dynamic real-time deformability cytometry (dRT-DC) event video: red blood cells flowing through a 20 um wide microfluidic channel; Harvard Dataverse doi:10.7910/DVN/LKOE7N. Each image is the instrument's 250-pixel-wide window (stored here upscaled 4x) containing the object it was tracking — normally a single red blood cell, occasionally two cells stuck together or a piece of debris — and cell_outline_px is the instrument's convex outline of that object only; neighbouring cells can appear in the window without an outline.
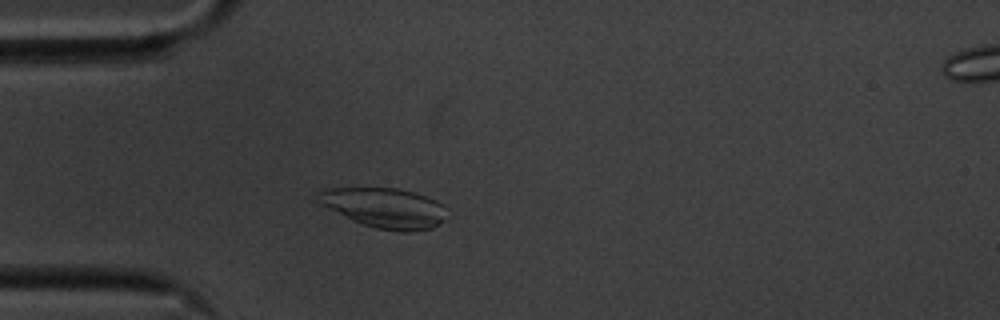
{"species": "common noctule bat (a hibernating species)", "species_latin": "Nyctalus noctula", "temperature_condition": "cold", "stored_images_in_passage": 50, "camera_frame_rate_fps": 3000, "um_per_image_px": 0.085, "animal": {"sex": "male", "body_mass_g": 20.1, "forearm_length_mm": 53.5}, "frame": {"image": 1, "passage_image": 9, "time_ms": 2.667, "image_size_px": [1000, 320], "cell_outline_px": [[448, 208], [444, 220], [440, 224], [432, 228], [416, 232], [404, 232], [376, 228], [352, 220], [316, 200], [320, 192], [328, 188], [396, 188], [416, 192], [436, 200], [444, 204]], "centroid_in_image_um": [32.8, 17.67], "position_along_channel_um": 52.2, "area_um2": 29.94}}
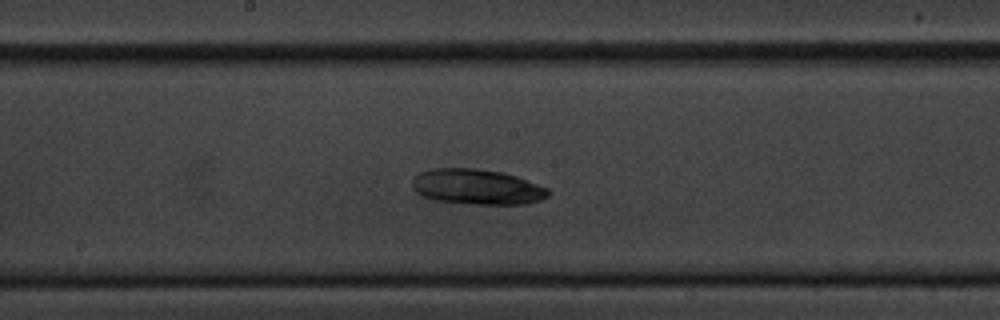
{"frame": {"image": 2, "passage_image": 23, "time_ms": 7.333, "image_size_px": [1000, 320], "cell_outline_px": [[548, 196], [540, 200], [528, 204], [472, 204], [436, 200], [424, 196], [416, 192], [412, 188], [412, 180], [420, 172], [432, 168], [476, 168], [500, 172], [516, 176], [548, 188]], "centroid_in_image_um": [40.53, 15.88], "position_along_channel_um": 207.7, "area_um2": 27.92}}
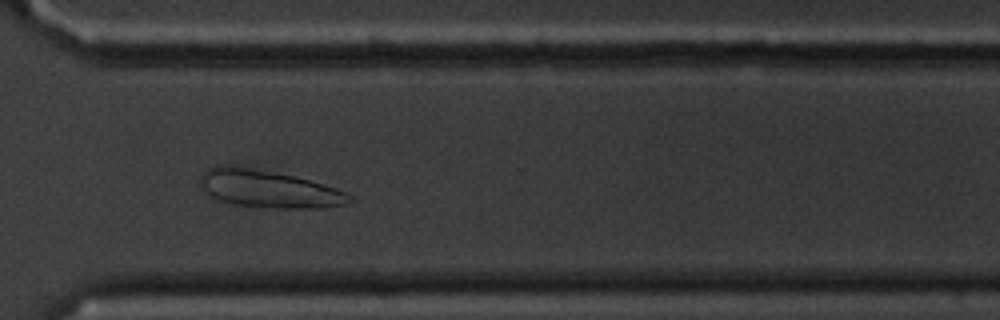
{"frame": {"image": 3, "passage_image": 35, "time_ms": 11.333, "image_size_px": [1000, 320], "cell_outline_px": [[352, 200], [344, 204], [320, 208], [284, 208], [232, 204], [208, 196], [204, 192], [200, 184], [200, 176], [208, 168], [216, 164], [228, 164], [292, 176], [308, 180], [336, 188], [352, 196]], "centroid_in_image_um": [22.75, 16.05], "position_along_channel_um": 347.8, "area_um2": 32.25}, "authors_computed_cell_mechanics": {"area_um2": 29.5358, "velocity_mm_per_s": 3.5029, "shape_relaxation_time_tau1_ms": 0.3646, "shape_relaxation_time_tau2_ms": null, "deformation_change_tau1": 0.0023, "deformation_change_tau2": null}}